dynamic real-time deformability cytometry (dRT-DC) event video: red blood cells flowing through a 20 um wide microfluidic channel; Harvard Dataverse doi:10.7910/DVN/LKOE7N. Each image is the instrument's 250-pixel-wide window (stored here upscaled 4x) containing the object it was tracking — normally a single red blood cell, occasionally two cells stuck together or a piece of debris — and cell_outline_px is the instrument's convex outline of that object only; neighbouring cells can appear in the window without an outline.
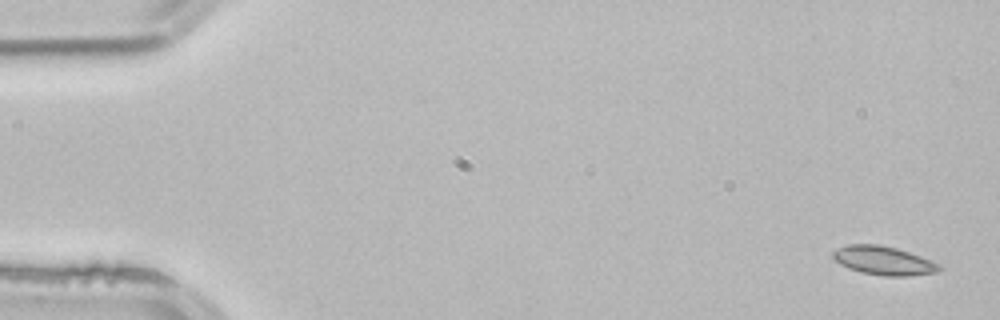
{"species": "common noctule bat (a hibernating species)", "species_latin": "Nyctalus noctula", "temperature_condition": "room temperature", "stored_images_in_passage": 4, "segment_of_instrument_passage": [2, 2], "camera_frame_rate_fps": 3000, "um_per_image_px": 0.085, "animal": {"sex": "male", "body_mass_g": 21.5, "forearm_length_mm": 52.0}, "frame": {"image": 1, "passage_image": 4, "time_ms": 1.0, "image_size_px": [1000, 320], "cell_outline_px": [[944, 268], [936, 272], [908, 276], [884, 276], [860, 272], [848, 268], [840, 264], [832, 256], [832, 252], [836, 248], [848, 244], [876, 244], [896, 248], [920, 256], [940, 264]], "centroid_in_image_um": [75.09, 22.15], "position_along_channel_um": 9.9, "area_um2": 17.8}}